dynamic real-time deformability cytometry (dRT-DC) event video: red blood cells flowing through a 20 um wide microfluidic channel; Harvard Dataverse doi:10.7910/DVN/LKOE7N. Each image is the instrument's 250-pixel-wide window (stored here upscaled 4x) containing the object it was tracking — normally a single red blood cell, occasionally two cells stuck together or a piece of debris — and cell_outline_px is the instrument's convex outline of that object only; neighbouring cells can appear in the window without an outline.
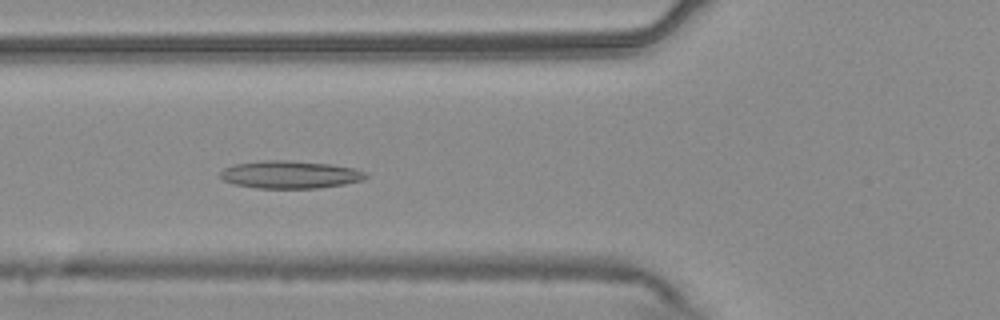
{"species": "common noctule bat (a hibernating species)", "species_latin": "Nyctalus noctula", "temperature_condition": "warm", "stored_images_in_passage": 54, "camera_frame_rate_fps": 3000, "um_per_image_px": 0.085, "animal": {"sex": "male", "body_mass_g": 20.4}, "frame": {"image": 1, "passage_image": 20, "time_ms": 6.333, "image_size_px": [1000, 320], "cell_outline_px": [[368, 176], [364, 180], [344, 184], [320, 188], [256, 188], [232, 184], [224, 180], [220, 176], [220, 172], [224, 168], [232, 164], [264, 160], [288, 160], [332, 164], [352, 168], [364, 172]], "centroid_in_image_um": [24.63, 14.84], "position_along_channel_um": 101.2, "area_um2": 23.58}}
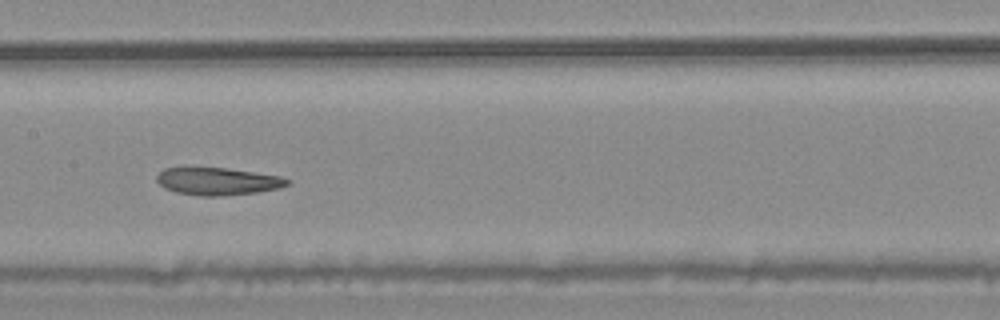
{"frame": {"image": 2, "passage_image": 27, "time_ms": 8.667, "image_size_px": [1000, 320], "cell_outline_px": [[292, 184], [280, 188], [256, 192], [224, 196], [200, 196], [176, 192], [164, 188], [156, 180], [156, 176], [164, 168], [184, 164], [228, 168], [280, 176], [292, 180]], "centroid_in_image_um": [18.45, 15.36], "position_along_channel_um": 188.9, "area_um2": 21.91}}
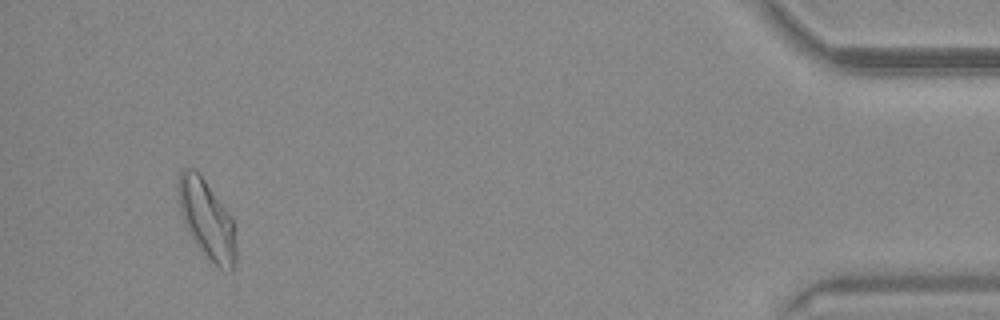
{"frame": {"image": 3, "passage_image": 51, "time_ms": 16.667, "image_size_px": [1000, 320], "cell_outline_px": [[236, 260], [232, 272], [228, 272], [220, 268], [192, 240], [188, 232], [180, 212], [180, 172], [184, 168], [196, 168], [232, 216], [236, 248]], "centroid_in_image_um": [17.62, 18.66], "position_along_channel_um": 417.6, "area_um2": 26.07}, "authors_computed_cell_mechanics": {"area_um2": 23.6113, "velocity_mm_per_s": 3.7471, "shape_relaxation_time_tau1_ms": null, "shape_relaxation_time_tau2_ms": 2.2763, "deformation_change_tau1": null, "deformation_change_tau2": 0.1069}}